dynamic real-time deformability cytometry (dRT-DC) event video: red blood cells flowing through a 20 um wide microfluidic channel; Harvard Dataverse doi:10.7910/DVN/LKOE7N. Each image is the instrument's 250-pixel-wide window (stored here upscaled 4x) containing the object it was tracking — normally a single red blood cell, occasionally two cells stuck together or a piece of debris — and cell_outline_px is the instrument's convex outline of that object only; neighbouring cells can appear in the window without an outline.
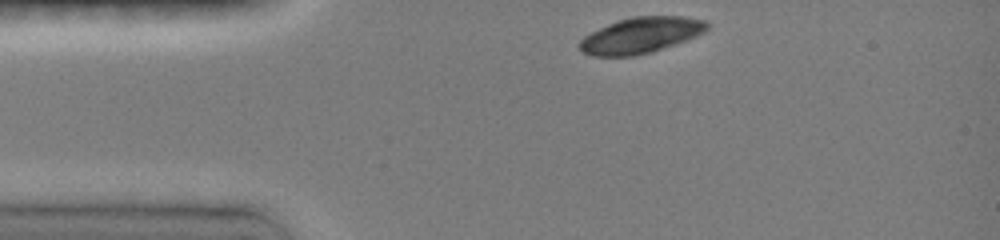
{"species": "common noctule bat (a hibernating species)", "species_latin": "Nyctalus noctula", "temperature_condition": "room temperature", "stored_images_in_passage": 27, "camera_frame_rate_fps": 3000, "um_per_image_px": 0.085, "animal": {"sex": "female", "body_mass_g": 19.0, "forearm_length_mm": 51.5}, "frame": {"image": 1, "passage_image": 1, "time_ms": 0.0, "image_size_px": [1000, 240], "cell_outline_px": [[708, 28], [704, 32], [696, 36], [652, 52], [636, 56], [592, 56], [584, 52], [576, 44], [584, 36], [608, 24], [632, 16], [684, 16], [704, 20], [708, 24]], "centroid_in_image_um": [54.46, 3.0], "position_along_channel_um": 30.5, "area_um2": 26.53}}
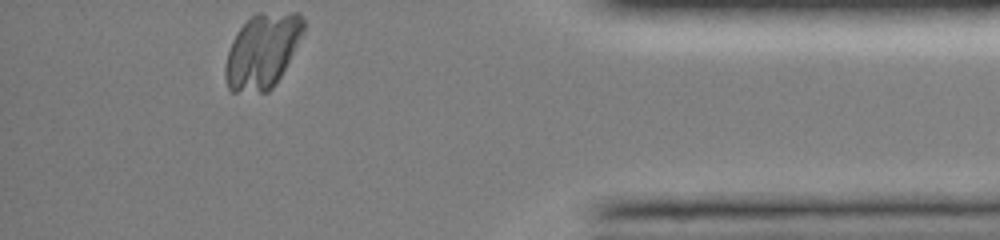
{"frame": {"image": 2, "passage_image": 27, "time_ms": 11.0, "image_size_px": [1000, 240], "cell_outline_px": [[304, 32], [276, 84], [268, 92], [232, 92], [228, 88], [224, 76], [224, 68], [228, 52], [232, 40], [236, 32], [256, 12], [300, 12], [304, 20]], "centroid_in_image_um": [22.29, 4.32], "position_along_channel_um": 412.9, "area_um2": 34.16}}